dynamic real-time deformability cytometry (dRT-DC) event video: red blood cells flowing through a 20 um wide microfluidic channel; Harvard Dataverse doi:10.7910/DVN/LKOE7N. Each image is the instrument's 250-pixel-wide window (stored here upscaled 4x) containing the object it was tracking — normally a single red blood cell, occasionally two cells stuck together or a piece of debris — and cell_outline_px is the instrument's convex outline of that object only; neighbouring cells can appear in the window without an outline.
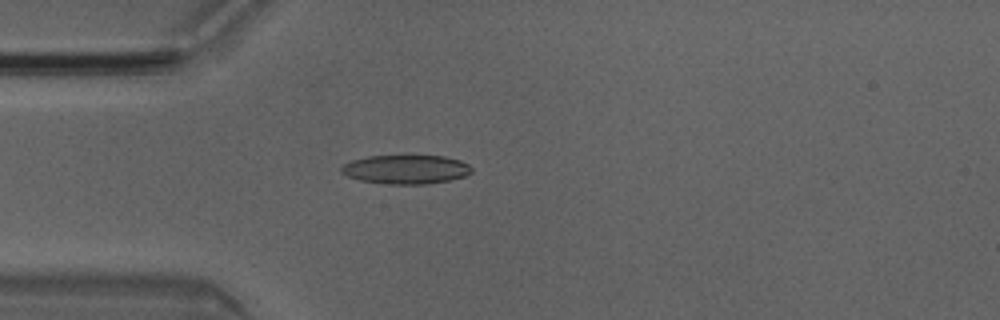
{"species": "Egyptian fruit bat (a non-hibernating species)", "species_latin": "Rousettus aegyptiacus", "temperature_condition": "room temperature", "stored_images_in_passage": 4, "camera_frame_rate_fps": 3000, "um_per_image_px": 0.085, "animal": {"sex": "male"}, "frame": {"image": 1, "passage_image": 4, "time_ms": 1.0, "image_size_px": [1000, 320], "cell_outline_px": [[472, 172], [464, 176], [448, 180], [428, 184], [380, 184], [360, 180], [348, 176], [340, 172], [340, 168], [344, 164], [352, 160], [368, 156], [444, 156], [460, 160], [468, 164], [472, 168]], "centroid_in_image_um": [34.48, 14.4], "position_along_channel_um": 50.5, "area_um2": 22.02}}